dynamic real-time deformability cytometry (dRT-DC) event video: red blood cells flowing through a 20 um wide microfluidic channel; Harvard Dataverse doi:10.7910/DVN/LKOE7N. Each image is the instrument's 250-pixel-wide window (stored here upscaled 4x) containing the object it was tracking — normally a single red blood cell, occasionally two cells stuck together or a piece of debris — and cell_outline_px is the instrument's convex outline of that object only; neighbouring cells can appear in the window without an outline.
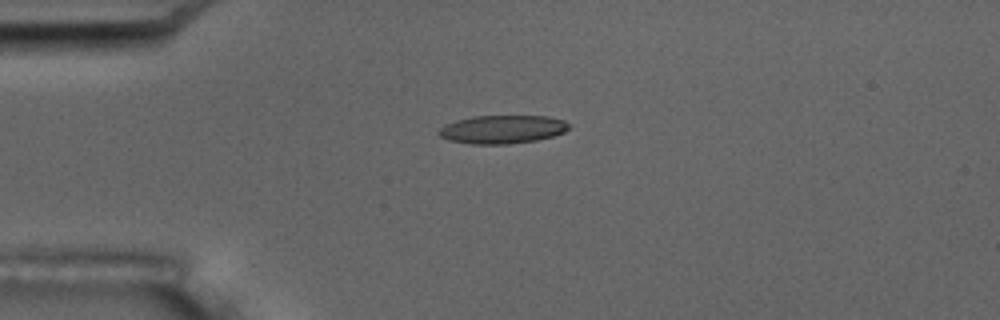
{"species": "common noctule bat (a hibernating species)", "species_latin": "Nyctalus noctula", "temperature_condition": "room temperature", "stored_images_in_passage": 7, "camera_frame_rate_fps": 3000, "um_per_image_px": 0.085, "animal": {"sex": "male", "body_mass_g": 17.5, "forearm_length_mm": 52.3}, "frame": {"image": 1, "passage_image": 5, "time_ms": 4.667, "image_size_px": [1000, 320], "cell_outline_px": [[568, 128], [564, 132], [552, 136], [536, 140], [508, 144], [472, 144], [448, 140], [440, 136], [436, 132], [444, 124], [456, 120], [472, 116], [548, 116], [564, 120], [568, 124]], "centroid_in_image_um": [42.65, 10.99], "position_along_channel_um": 42.3, "area_um2": 21.5}}